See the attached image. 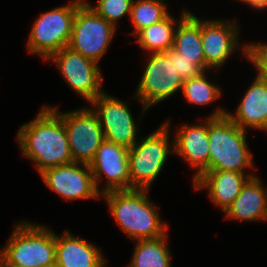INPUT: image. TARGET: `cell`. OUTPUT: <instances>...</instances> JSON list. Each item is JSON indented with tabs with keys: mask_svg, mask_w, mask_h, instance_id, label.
<instances>
[{
	"mask_svg": "<svg viewBox=\"0 0 267 267\" xmlns=\"http://www.w3.org/2000/svg\"><path fill=\"white\" fill-rule=\"evenodd\" d=\"M142 78L137 86L134 98L142 104L143 113L165 99H169L182 90L183 80L174 68V49L164 53L148 54Z\"/></svg>",
	"mask_w": 267,
	"mask_h": 267,
	"instance_id": "7",
	"label": "cell"
},
{
	"mask_svg": "<svg viewBox=\"0 0 267 267\" xmlns=\"http://www.w3.org/2000/svg\"><path fill=\"white\" fill-rule=\"evenodd\" d=\"M170 124L167 119L160 128L137 140L129 149L131 190H149L163 170L169 154H174V141H170Z\"/></svg>",
	"mask_w": 267,
	"mask_h": 267,
	"instance_id": "5",
	"label": "cell"
},
{
	"mask_svg": "<svg viewBox=\"0 0 267 267\" xmlns=\"http://www.w3.org/2000/svg\"><path fill=\"white\" fill-rule=\"evenodd\" d=\"M226 114L227 110L218 106L208 116V171L245 173L247 168L252 169L255 166L253 154L246 141L248 133L233 123Z\"/></svg>",
	"mask_w": 267,
	"mask_h": 267,
	"instance_id": "3",
	"label": "cell"
},
{
	"mask_svg": "<svg viewBox=\"0 0 267 267\" xmlns=\"http://www.w3.org/2000/svg\"><path fill=\"white\" fill-rule=\"evenodd\" d=\"M204 71L197 77L183 81L182 94L188 103L206 106L221 98L222 91L219 85L212 83Z\"/></svg>",
	"mask_w": 267,
	"mask_h": 267,
	"instance_id": "23",
	"label": "cell"
},
{
	"mask_svg": "<svg viewBox=\"0 0 267 267\" xmlns=\"http://www.w3.org/2000/svg\"><path fill=\"white\" fill-rule=\"evenodd\" d=\"M0 267H21L14 264L7 262L1 255H0Z\"/></svg>",
	"mask_w": 267,
	"mask_h": 267,
	"instance_id": "29",
	"label": "cell"
},
{
	"mask_svg": "<svg viewBox=\"0 0 267 267\" xmlns=\"http://www.w3.org/2000/svg\"><path fill=\"white\" fill-rule=\"evenodd\" d=\"M97 15L104 18L117 29V22L125 15H129L133 0H98V5L93 6L84 1Z\"/></svg>",
	"mask_w": 267,
	"mask_h": 267,
	"instance_id": "25",
	"label": "cell"
},
{
	"mask_svg": "<svg viewBox=\"0 0 267 267\" xmlns=\"http://www.w3.org/2000/svg\"><path fill=\"white\" fill-rule=\"evenodd\" d=\"M149 190L109 191L101 195L121 231L133 241L153 239L168 234L159 210L148 198Z\"/></svg>",
	"mask_w": 267,
	"mask_h": 267,
	"instance_id": "2",
	"label": "cell"
},
{
	"mask_svg": "<svg viewBox=\"0 0 267 267\" xmlns=\"http://www.w3.org/2000/svg\"><path fill=\"white\" fill-rule=\"evenodd\" d=\"M246 46V58L255 67L256 75L267 79V44L251 42Z\"/></svg>",
	"mask_w": 267,
	"mask_h": 267,
	"instance_id": "26",
	"label": "cell"
},
{
	"mask_svg": "<svg viewBox=\"0 0 267 267\" xmlns=\"http://www.w3.org/2000/svg\"><path fill=\"white\" fill-rule=\"evenodd\" d=\"M253 176L256 175L225 170L207 171L193 184L195 191L208 190V196L212 203L225 213L240 194L243 185Z\"/></svg>",
	"mask_w": 267,
	"mask_h": 267,
	"instance_id": "17",
	"label": "cell"
},
{
	"mask_svg": "<svg viewBox=\"0 0 267 267\" xmlns=\"http://www.w3.org/2000/svg\"><path fill=\"white\" fill-rule=\"evenodd\" d=\"M205 71V56L201 42V19L189 12L178 24L173 47Z\"/></svg>",
	"mask_w": 267,
	"mask_h": 267,
	"instance_id": "20",
	"label": "cell"
},
{
	"mask_svg": "<svg viewBox=\"0 0 267 267\" xmlns=\"http://www.w3.org/2000/svg\"><path fill=\"white\" fill-rule=\"evenodd\" d=\"M83 3V0H72L39 15L28 35V52L47 60L54 53L68 47L75 13Z\"/></svg>",
	"mask_w": 267,
	"mask_h": 267,
	"instance_id": "6",
	"label": "cell"
},
{
	"mask_svg": "<svg viewBox=\"0 0 267 267\" xmlns=\"http://www.w3.org/2000/svg\"><path fill=\"white\" fill-rule=\"evenodd\" d=\"M236 1H240L241 3L244 2L245 4L249 5V7L258 11L267 9V0H236Z\"/></svg>",
	"mask_w": 267,
	"mask_h": 267,
	"instance_id": "28",
	"label": "cell"
},
{
	"mask_svg": "<svg viewBox=\"0 0 267 267\" xmlns=\"http://www.w3.org/2000/svg\"><path fill=\"white\" fill-rule=\"evenodd\" d=\"M129 149L104 140L89 164L95 185L101 194L109 191L131 190L128 167ZM106 178L102 181L103 177ZM105 182L100 189L99 183Z\"/></svg>",
	"mask_w": 267,
	"mask_h": 267,
	"instance_id": "14",
	"label": "cell"
},
{
	"mask_svg": "<svg viewBox=\"0 0 267 267\" xmlns=\"http://www.w3.org/2000/svg\"><path fill=\"white\" fill-rule=\"evenodd\" d=\"M236 20L201 19V42L205 56V71L221 68L228 58L241 50L246 57V44L240 46Z\"/></svg>",
	"mask_w": 267,
	"mask_h": 267,
	"instance_id": "13",
	"label": "cell"
},
{
	"mask_svg": "<svg viewBox=\"0 0 267 267\" xmlns=\"http://www.w3.org/2000/svg\"><path fill=\"white\" fill-rule=\"evenodd\" d=\"M39 175L50 190L68 201L98 199L102 195L95 185L89 164L72 162L53 166Z\"/></svg>",
	"mask_w": 267,
	"mask_h": 267,
	"instance_id": "12",
	"label": "cell"
},
{
	"mask_svg": "<svg viewBox=\"0 0 267 267\" xmlns=\"http://www.w3.org/2000/svg\"><path fill=\"white\" fill-rule=\"evenodd\" d=\"M167 4L160 0H133L130 20L135 36L140 30L163 20L168 14Z\"/></svg>",
	"mask_w": 267,
	"mask_h": 267,
	"instance_id": "24",
	"label": "cell"
},
{
	"mask_svg": "<svg viewBox=\"0 0 267 267\" xmlns=\"http://www.w3.org/2000/svg\"><path fill=\"white\" fill-rule=\"evenodd\" d=\"M117 29L97 15L85 2L77 9L68 47L99 63Z\"/></svg>",
	"mask_w": 267,
	"mask_h": 267,
	"instance_id": "8",
	"label": "cell"
},
{
	"mask_svg": "<svg viewBox=\"0 0 267 267\" xmlns=\"http://www.w3.org/2000/svg\"><path fill=\"white\" fill-rule=\"evenodd\" d=\"M52 108L63 119L73 162L90 164L105 140L96 113L87 107L66 113L59 112L57 106Z\"/></svg>",
	"mask_w": 267,
	"mask_h": 267,
	"instance_id": "9",
	"label": "cell"
},
{
	"mask_svg": "<svg viewBox=\"0 0 267 267\" xmlns=\"http://www.w3.org/2000/svg\"><path fill=\"white\" fill-rule=\"evenodd\" d=\"M224 214L226 219L236 221H267V187L260 177L256 175L248 179Z\"/></svg>",
	"mask_w": 267,
	"mask_h": 267,
	"instance_id": "19",
	"label": "cell"
},
{
	"mask_svg": "<svg viewBox=\"0 0 267 267\" xmlns=\"http://www.w3.org/2000/svg\"><path fill=\"white\" fill-rule=\"evenodd\" d=\"M45 106L16 135L23 156L35 164L38 174L73 162L63 119L51 106Z\"/></svg>",
	"mask_w": 267,
	"mask_h": 267,
	"instance_id": "1",
	"label": "cell"
},
{
	"mask_svg": "<svg viewBox=\"0 0 267 267\" xmlns=\"http://www.w3.org/2000/svg\"><path fill=\"white\" fill-rule=\"evenodd\" d=\"M46 61L53 62L68 83L67 85L89 103L104 93L103 75L99 64L79 52L65 47L51 55Z\"/></svg>",
	"mask_w": 267,
	"mask_h": 267,
	"instance_id": "10",
	"label": "cell"
},
{
	"mask_svg": "<svg viewBox=\"0 0 267 267\" xmlns=\"http://www.w3.org/2000/svg\"><path fill=\"white\" fill-rule=\"evenodd\" d=\"M174 68L183 81L197 77L204 70L196 63L174 50Z\"/></svg>",
	"mask_w": 267,
	"mask_h": 267,
	"instance_id": "27",
	"label": "cell"
},
{
	"mask_svg": "<svg viewBox=\"0 0 267 267\" xmlns=\"http://www.w3.org/2000/svg\"><path fill=\"white\" fill-rule=\"evenodd\" d=\"M55 258V267H107L99 247L68 230L62 235L55 234Z\"/></svg>",
	"mask_w": 267,
	"mask_h": 267,
	"instance_id": "18",
	"label": "cell"
},
{
	"mask_svg": "<svg viewBox=\"0 0 267 267\" xmlns=\"http://www.w3.org/2000/svg\"><path fill=\"white\" fill-rule=\"evenodd\" d=\"M226 115L243 130L252 128L267 132V79L256 75L236 112L227 111Z\"/></svg>",
	"mask_w": 267,
	"mask_h": 267,
	"instance_id": "16",
	"label": "cell"
},
{
	"mask_svg": "<svg viewBox=\"0 0 267 267\" xmlns=\"http://www.w3.org/2000/svg\"><path fill=\"white\" fill-rule=\"evenodd\" d=\"M185 8L178 21L169 13L163 20L140 30L134 37L141 49L148 54L164 53L173 47V41L179 22L189 13Z\"/></svg>",
	"mask_w": 267,
	"mask_h": 267,
	"instance_id": "21",
	"label": "cell"
},
{
	"mask_svg": "<svg viewBox=\"0 0 267 267\" xmlns=\"http://www.w3.org/2000/svg\"><path fill=\"white\" fill-rule=\"evenodd\" d=\"M0 250L9 263L21 267H55V231L36 223L20 222Z\"/></svg>",
	"mask_w": 267,
	"mask_h": 267,
	"instance_id": "4",
	"label": "cell"
},
{
	"mask_svg": "<svg viewBox=\"0 0 267 267\" xmlns=\"http://www.w3.org/2000/svg\"><path fill=\"white\" fill-rule=\"evenodd\" d=\"M198 124H183L174 135V153L196 170L193 183L205 172L209 165L208 117Z\"/></svg>",
	"mask_w": 267,
	"mask_h": 267,
	"instance_id": "15",
	"label": "cell"
},
{
	"mask_svg": "<svg viewBox=\"0 0 267 267\" xmlns=\"http://www.w3.org/2000/svg\"><path fill=\"white\" fill-rule=\"evenodd\" d=\"M168 235L153 239L136 240L128 267H171V250Z\"/></svg>",
	"mask_w": 267,
	"mask_h": 267,
	"instance_id": "22",
	"label": "cell"
},
{
	"mask_svg": "<svg viewBox=\"0 0 267 267\" xmlns=\"http://www.w3.org/2000/svg\"><path fill=\"white\" fill-rule=\"evenodd\" d=\"M107 141L130 149L138 140V125L128 103L108 95L106 91L91 102Z\"/></svg>",
	"mask_w": 267,
	"mask_h": 267,
	"instance_id": "11",
	"label": "cell"
}]
</instances>
